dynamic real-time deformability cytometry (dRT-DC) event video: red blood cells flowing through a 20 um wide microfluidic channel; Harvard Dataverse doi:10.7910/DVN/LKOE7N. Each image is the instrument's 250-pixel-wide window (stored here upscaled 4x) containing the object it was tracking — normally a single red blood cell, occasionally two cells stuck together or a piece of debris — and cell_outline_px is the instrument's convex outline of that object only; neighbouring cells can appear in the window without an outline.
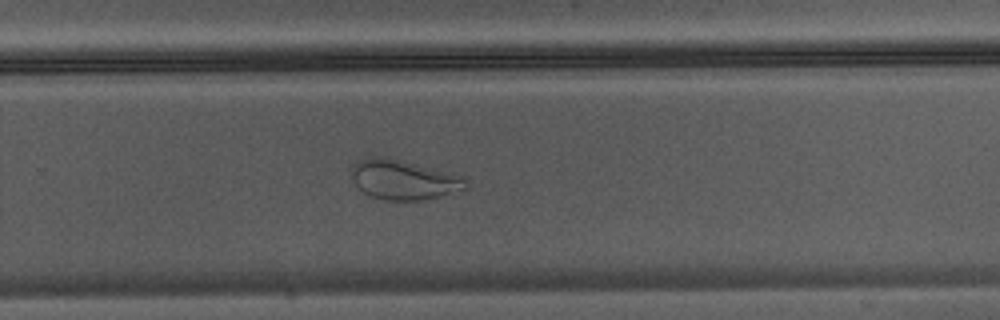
{"species": "Egyptian fruit bat (a non-hibernating species)", "species_latin": "Rousettus aegyptiacus", "temperature_condition": "warm", "stored_images_in_passage": 35, "camera_frame_rate_fps": 3000, "um_per_image_px": 0.085, "animal": {"sex": "male"}, "frame": {"image": 1, "passage_image": 20, "time_ms": 6.333, "image_size_px": [1000, 320], "cell_outline_px": [[468, 188], [440, 196], [424, 200], [384, 200], [360, 192], [356, 188], [352, 180], [352, 168], [360, 160], [372, 156], [380, 156], [400, 160], [464, 176], [468, 180]], "centroid_in_image_um": [34.31, 15.29], "position_along_channel_um": 295.5, "area_um2": 26.47}}
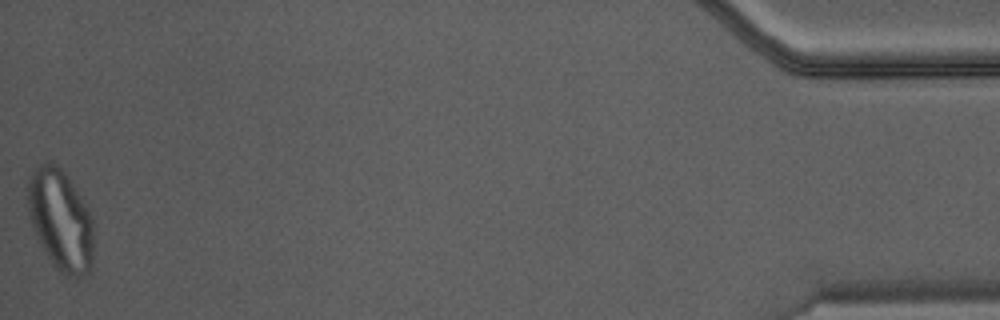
{"frame": {"image": 2, "passage_image": 35, "time_ms": 11.333, "image_size_px": [1000, 320], "cell_outline_px": [[92, 268], [88, 272], [80, 276], [64, 276], [48, 260], [36, 236], [32, 224], [28, 208], [28, 180], [40, 164], [48, 160], [56, 164], [64, 172], [80, 196], [92, 220]], "centroid_in_image_um": [5.13, 18.73], "position_along_channel_um": 430.1, "area_um2": 38.26}}